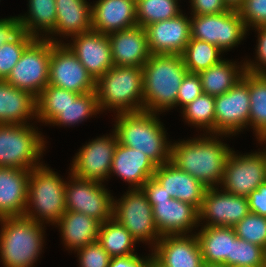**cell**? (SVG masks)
I'll list each match as a JSON object with an SVG mask.
<instances>
[{"label":"cell","mask_w":266,"mask_h":267,"mask_svg":"<svg viewBox=\"0 0 266 267\" xmlns=\"http://www.w3.org/2000/svg\"><path fill=\"white\" fill-rule=\"evenodd\" d=\"M216 136L210 134L207 137L206 134L202 138L171 144L170 162L207 188L217 187L222 181L225 162L232 149Z\"/></svg>","instance_id":"6da1fadb"},{"label":"cell","mask_w":266,"mask_h":267,"mask_svg":"<svg viewBox=\"0 0 266 267\" xmlns=\"http://www.w3.org/2000/svg\"><path fill=\"white\" fill-rule=\"evenodd\" d=\"M143 68V111L165 112L177 106L178 90L188 73L182 55L151 54Z\"/></svg>","instance_id":"7a4b0ae2"},{"label":"cell","mask_w":266,"mask_h":267,"mask_svg":"<svg viewBox=\"0 0 266 267\" xmlns=\"http://www.w3.org/2000/svg\"><path fill=\"white\" fill-rule=\"evenodd\" d=\"M116 119L113 131L119 144L144 152L157 166L170 161L171 144L157 113H118Z\"/></svg>","instance_id":"3957f363"},{"label":"cell","mask_w":266,"mask_h":267,"mask_svg":"<svg viewBox=\"0 0 266 267\" xmlns=\"http://www.w3.org/2000/svg\"><path fill=\"white\" fill-rule=\"evenodd\" d=\"M143 68L113 66L95 83L99 111L118 113L143 111Z\"/></svg>","instance_id":"277c9868"},{"label":"cell","mask_w":266,"mask_h":267,"mask_svg":"<svg viewBox=\"0 0 266 267\" xmlns=\"http://www.w3.org/2000/svg\"><path fill=\"white\" fill-rule=\"evenodd\" d=\"M0 257L4 267H33L43 247L44 227L25 216L0 218Z\"/></svg>","instance_id":"5b68a950"},{"label":"cell","mask_w":266,"mask_h":267,"mask_svg":"<svg viewBox=\"0 0 266 267\" xmlns=\"http://www.w3.org/2000/svg\"><path fill=\"white\" fill-rule=\"evenodd\" d=\"M65 187L66 181L46 165L31 169L23 216L37 223L46 220L45 223L56 224L66 212Z\"/></svg>","instance_id":"8992f818"},{"label":"cell","mask_w":266,"mask_h":267,"mask_svg":"<svg viewBox=\"0 0 266 267\" xmlns=\"http://www.w3.org/2000/svg\"><path fill=\"white\" fill-rule=\"evenodd\" d=\"M31 126L0 124V167L31 170L42 165L40 157L46 143L42 134Z\"/></svg>","instance_id":"52a82bcc"},{"label":"cell","mask_w":266,"mask_h":267,"mask_svg":"<svg viewBox=\"0 0 266 267\" xmlns=\"http://www.w3.org/2000/svg\"><path fill=\"white\" fill-rule=\"evenodd\" d=\"M52 40L35 38L23 51L5 81L38 97L49 83Z\"/></svg>","instance_id":"ba28073f"},{"label":"cell","mask_w":266,"mask_h":267,"mask_svg":"<svg viewBox=\"0 0 266 267\" xmlns=\"http://www.w3.org/2000/svg\"><path fill=\"white\" fill-rule=\"evenodd\" d=\"M126 194V195H125ZM121 199H113V218L138 242L154 246L162 237L156 227L153 208L141 188L128 189ZM120 200V201H119Z\"/></svg>","instance_id":"9c48e42d"},{"label":"cell","mask_w":266,"mask_h":267,"mask_svg":"<svg viewBox=\"0 0 266 267\" xmlns=\"http://www.w3.org/2000/svg\"><path fill=\"white\" fill-rule=\"evenodd\" d=\"M190 18L191 38L214 44L223 52L240 44L248 31L235 9Z\"/></svg>","instance_id":"30bf717a"},{"label":"cell","mask_w":266,"mask_h":267,"mask_svg":"<svg viewBox=\"0 0 266 267\" xmlns=\"http://www.w3.org/2000/svg\"><path fill=\"white\" fill-rule=\"evenodd\" d=\"M70 174L71 181H66L65 187L66 210L86 214L100 223L112 219L114 198L102 182Z\"/></svg>","instance_id":"8fae6325"},{"label":"cell","mask_w":266,"mask_h":267,"mask_svg":"<svg viewBox=\"0 0 266 267\" xmlns=\"http://www.w3.org/2000/svg\"><path fill=\"white\" fill-rule=\"evenodd\" d=\"M48 37V38H47ZM52 53L49 63V85L78 94L95 92L96 81L77 56L62 42L52 36Z\"/></svg>","instance_id":"7c38bea8"},{"label":"cell","mask_w":266,"mask_h":267,"mask_svg":"<svg viewBox=\"0 0 266 267\" xmlns=\"http://www.w3.org/2000/svg\"><path fill=\"white\" fill-rule=\"evenodd\" d=\"M248 72L226 93L215 97V134H238L249 125Z\"/></svg>","instance_id":"4fadbf2b"},{"label":"cell","mask_w":266,"mask_h":267,"mask_svg":"<svg viewBox=\"0 0 266 267\" xmlns=\"http://www.w3.org/2000/svg\"><path fill=\"white\" fill-rule=\"evenodd\" d=\"M266 181L265 161L261 152L238 155L231 150L224 167L221 186L223 191L242 197L256 190Z\"/></svg>","instance_id":"5bb4252c"},{"label":"cell","mask_w":266,"mask_h":267,"mask_svg":"<svg viewBox=\"0 0 266 267\" xmlns=\"http://www.w3.org/2000/svg\"><path fill=\"white\" fill-rule=\"evenodd\" d=\"M88 142L79 149L71 164V173L76 177L87 180L104 182L109 178L112 168L117 137L114 133Z\"/></svg>","instance_id":"9a60e30c"},{"label":"cell","mask_w":266,"mask_h":267,"mask_svg":"<svg viewBox=\"0 0 266 267\" xmlns=\"http://www.w3.org/2000/svg\"><path fill=\"white\" fill-rule=\"evenodd\" d=\"M220 191L218 187L206 190L198 210L199 223L206 220L204 226L234 227L250 212L248 199L227 193L222 189Z\"/></svg>","instance_id":"2e32d148"},{"label":"cell","mask_w":266,"mask_h":267,"mask_svg":"<svg viewBox=\"0 0 266 267\" xmlns=\"http://www.w3.org/2000/svg\"><path fill=\"white\" fill-rule=\"evenodd\" d=\"M153 250V262L159 267H203L204 265L197 236L193 233L192 235H163L153 246Z\"/></svg>","instance_id":"e0dca14e"},{"label":"cell","mask_w":266,"mask_h":267,"mask_svg":"<svg viewBox=\"0 0 266 267\" xmlns=\"http://www.w3.org/2000/svg\"><path fill=\"white\" fill-rule=\"evenodd\" d=\"M151 54L182 55L191 39V20L178 16L145 27Z\"/></svg>","instance_id":"ac0fdd59"},{"label":"cell","mask_w":266,"mask_h":267,"mask_svg":"<svg viewBox=\"0 0 266 267\" xmlns=\"http://www.w3.org/2000/svg\"><path fill=\"white\" fill-rule=\"evenodd\" d=\"M65 45L77 56L96 81L114 66L108 35L93 30L71 37Z\"/></svg>","instance_id":"d6986e66"},{"label":"cell","mask_w":266,"mask_h":267,"mask_svg":"<svg viewBox=\"0 0 266 267\" xmlns=\"http://www.w3.org/2000/svg\"><path fill=\"white\" fill-rule=\"evenodd\" d=\"M152 208L161 236L191 233L199 225L198 209L190 203L173 198L156 201Z\"/></svg>","instance_id":"ffe728a7"},{"label":"cell","mask_w":266,"mask_h":267,"mask_svg":"<svg viewBox=\"0 0 266 267\" xmlns=\"http://www.w3.org/2000/svg\"><path fill=\"white\" fill-rule=\"evenodd\" d=\"M114 66L142 67L151 56L145 28L136 25L108 35Z\"/></svg>","instance_id":"44dd1931"},{"label":"cell","mask_w":266,"mask_h":267,"mask_svg":"<svg viewBox=\"0 0 266 267\" xmlns=\"http://www.w3.org/2000/svg\"><path fill=\"white\" fill-rule=\"evenodd\" d=\"M91 16L92 30L106 35L138 25L136 0H98Z\"/></svg>","instance_id":"7402d4cb"},{"label":"cell","mask_w":266,"mask_h":267,"mask_svg":"<svg viewBox=\"0 0 266 267\" xmlns=\"http://www.w3.org/2000/svg\"><path fill=\"white\" fill-rule=\"evenodd\" d=\"M153 177L172 198L190 203L200 209L208 188L199 180L180 170L170 161L157 166Z\"/></svg>","instance_id":"603a6c76"},{"label":"cell","mask_w":266,"mask_h":267,"mask_svg":"<svg viewBox=\"0 0 266 267\" xmlns=\"http://www.w3.org/2000/svg\"><path fill=\"white\" fill-rule=\"evenodd\" d=\"M30 170L0 167V218L23 216Z\"/></svg>","instance_id":"cb8c5ba5"},{"label":"cell","mask_w":266,"mask_h":267,"mask_svg":"<svg viewBox=\"0 0 266 267\" xmlns=\"http://www.w3.org/2000/svg\"><path fill=\"white\" fill-rule=\"evenodd\" d=\"M157 165L144 152L117 143L111 173L130 183L132 189L141 188L153 177Z\"/></svg>","instance_id":"d4e9b609"},{"label":"cell","mask_w":266,"mask_h":267,"mask_svg":"<svg viewBox=\"0 0 266 267\" xmlns=\"http://www.w3.org/2000/svg\"><path fill=\"white\" fill-rule=\"evenodd\" d=\"M37 118V97L0 80V124H29Z\"/></svg>","instance_id":"484cf974"},{"label":"cell","mask_w":266,"mask_h":267,"mask_svg":"<svg viewBox=\"0 0 266 267\" xmlns=\"http://www.w3.org/2000/svg\"><path fill=\"white\" fill-rule=\"evenodd\" d=\"M196 236L204 264L232 267L233 240L237 237L233 227L202 226Z\"/></svg>","instance_id":"4316f807"},{"label":"cell","mask_w":266,"mask_h":267,"mask_svg":"<svg viewBox=\"0 0 266 267\" xmlns=\"http://www.w3.org/2000/svg\"><path fill=\"white\" fill-rule=\"evenodd\" d=\"M56 23L50 33L75 36L92 30L91 5L86 0H55Z\"/></svg>","instance_id":"83f0119b"},{"label":"cell","mask_w":266,"mask_h":267,"mask_svg":"<svg viewBox=\"0 0 266 267\" xmlns=\"http://www.w3.org/2000/svg\"><path fill=\"white\" fill-rule=\"evenodd\" d=\"M56 224L60 227L65 247L76 252L97 241L101 223L86 214L66 210Z\"/></svg>","instance_id":"f1b7e54d"},{"label":"cell","mask_w":266,"mask_h":267,"mask_svg":"<svg viewBox=\"0 0 266 267\" xmlns=\"http://www.w3.org/2000/svg\"><path fill=\"white\" fill-rule=\"evenodd\" d=\"M244 72V62L240 67L234 62L223 59L198 73L201 79L202 92L214 97L224 94L242 78Z\"/></svg>","instance_id":"f546056e"},{"label":"cell","mask_w":266,"mask_h":267,"mask_svg":"<svg viewBox=\"0 0 266 267\" xmlns=\"http://www.w3.org/2000/svg\"><path fill=\"white\" fill-rule=\"evenodd\" d=\"M97 241L113 257L136 255V240L131 233L114 218L100 224Z\"/></svg>","instance_id":"4dcf8cb0"},{"label":"cell","mask_w":266,"mask_h":267,"mask_svg":"<svg viewBox=\"0 0 266 267\" xmlns=\"http://www.w3.org/2000/svg\"><path fill=\"white\" fill-rule=\"evenodd\" d=\"M29 14L18 16L20 21L26 26L27 32L35 38H46V35L55 28L56 5L55 0H29ZM41 33H46L45 37ZM40 36V37H39Z\"/></svg>","instance_id":"1f68e13d"},{"label":"cell","mask_w":266,"mask_h":267,"mask_svg":"<svg viewBox=\"0 0 266 267\" xmlns=\"http://www.w3.org/2000/svg\"><path fill=\"white\" fill-rule=\"evenodd\" d=\"M250 95L249 125L258 138L266 137V74L248 72Z\"/></svg>","instance_id":"d6a6232c"},{"label":"cell","mask_w":266,"mask_h":267,"mask_svg":"<svg viewBox=\"0 0 266 267\" xmlns=\"http://www.w3.org/2000/svg\"><path fill=\"white\" fill-rule=\"evenodd\" d=\"M80 94L53 85H47L37 97V120L49 124L57 115L62 114Z\"/></svg>","instance_id":"836d02e7"},{"label":"cell","mask_w":266,"mask_h":267,"mask_svg":"<svg viewBox=\"0 0 266 267\" xmlns=\"http://www.w3.org/2000/svg\"><path fill=\"white\" fill-rule=\"evenodd\" d=\"M221 51L216 45L191 38L187 43L182 58L188 73H196L219 63Z\"/></svg>","instance_id":"e575fe53"},{"label":"cell","mask_w":266,"mask_h":267,"mask_svg":"<svg viewBox=\"0 0 266 267\" xmlns=\"http://www.w3.org/2000/svg\"><path fill=\"white\" fill-rule=\"evenodd\" d=\"M181 12L178 0H136L137 24L143 28L176 17Z\"/></svg>","instance_id":"d590c367"},{"label":"cell","mask_w":266,"mask_h":267,"mask_svg":"<svg viewBox=\"0 0 266 267\" xmlns=\"http://www.w3.org/2000/svg\"><path fill=\"white\" fill-rule=\"evenodd\" d=\"M183 117L192 126L204 128L206 133L215 134V97L201 94L183 107ZM201 126V127H200Z\"/></svg>","instance_id":"8d00e7d4"},{"label":"cell","mask_w":266,"mask_h":267,"mask_svg":"<svg viewBox=\"0 0 266 267\" xmlns=\"http://www.w3.org/2000/svg\"><path fill=\"white\" fill-rule=\"evenodd\" d=\"M99 112L95 92L80 94L74 102L62 110V114L57 115L49 124L71 126Z\"/></svg>","instance_id":"74e56055"},{"label":"cell","mask_w":266,"mask_h":267,"mask_svg":"<svg viewBox=\"0 0 266 267\" xmlns=\"http://www.w3.org/2000/svg\"><path fill=\"white\" fill-rule=\"evenodd\" d=\"M233 229L239 239L264 247L266 245V217L249 212Z\"/></svg>","instance_id":"f35d334b"},{"label":"cell","mask_w":266,"mask_h":267,"mask_svg":"<svg viewBox=\"0 0 266 267\" xmlns=\"http://www.w3.org/2000/svg\"><path fill=\"white\" fill-rule=\"evenodd\" d=\"M263 248L236 237L233 240L232 267H262Z\"/></svg>","instance_id":"ab89813d"},{"label":"cell","mask_w":266,"mask_h":267,"mask_svg":"<svg viewBox=\"0 0 266 267\" xmlns=\"http://www.w3.org/2000/svg\"><path fill=\"white\" fill-rule=\"evenodd\" d=\"M34 39L19 17L0 19V46L5 43H31Z\"/></svg>","instance_id":"60d3db41"},{"label":"cell","mask_w":266,"mask_h":267,"mask_svg":"<svg viewBox=\"0 0 266 267\" xmlns=\"http://www.w3.org/2000/svg\"><path fill=\"white\" fill-rule=\"evenodd\" d=\"M237 10L247 30L266 26V0H244Z\"/></svg>","instance_id":"b9f144b4"},{"label":"cell","mask_w":266,"mask_h":267,"mask_svg":"<svg viewBox=\"0 0 266 267\" xmlns=\"http://www.w3.org/2000/svg\"><path fill=\"white\" fill-rule=\"evenodd\" d=\"M79 255V267H108L111 257L96 241L76 250Z\"/></svg>","instance_id":"7bdbcfd3"},{"label":"cell","mask_w":266,"mask_h":267,"mask_svg":"<svg viewBox=\"0 0 266 267\" xmlns=\"http://www.w3.org/2000/svg\"><path fill=\"white\" fill-rule=\"evenodd\" d=\"M30 43H5L0 46V80H5Z\"/></svg>","instance_id":"ee69618b"},{"label":"cell","mask_w":266,"mask_h":267,"mask_svg":"<svg viewBox=\"0 0 266 267\" xmlns=\"http://www.w3.org/2000/svg\"><path fill=\"white\" fill-rule=\"evenodd\" d=\"M201 94L203 92L200 76L196 73H187L178 90L177 106L180 105L183 108Z\"/></svg>","instance_id":"f6af8a7d"},{"label":"cell","mask_w":266,"mask_h":267,"mask_svg":"<svg viewBox=\"0 0 266 267\" xmlns=\"http://www.w3.org/2000/svg\"><path fill=\"white\" fill-rule=\"evenodd\" d=\"M256 30L258 32L256 58L260 63L246 60V62L244 61V67L245 71L252 74H266V26L256 27Z\"/></svg>","instance_id":"bcb514c9"},{"label":"cell","mask_w":266,"mask_h":267,"mask_svg":"<svg viewBox=\"0 0 266 267\" xmlns=\"http://www.w3.org/2000/svg\"><path fill=\"white\" fill-rule=\"evenodd\" d=\"M191 15L219 14L229 10L224 0H190Z\"/></svg>","instance_id":"7dc6e473"},{"label":"cell","mask_w":266,"mask_h":267,"mask_svg":"<svg viewBox=\"0 0 266 267\" xmlns=\"http://www.w3.org/2000/svg\"><path fill=\"white\" fill-rule=\"evenodd\" d=\"M247 199L251 213L266 217V181L253 190Z\"/></svg>","instance_id":"c3c4849f"},{"label":"cell","mask_w":266,"mask_h":267,"mask_svg":"<svg viewBox=\"0 0 266 267\" xmlns=\"http://www.w3.org/2000/svg\"><path fill=\"white\" fill-rule=\"evenodd\" d=\"M141 189L146 194L147 200L151 206H153L156 201L173 199L172 196L165 191V188L158 183L154 177L148 179Z\"/></svg>","instance_id":"681fc988"},{"label":"cell","mask_w":266,"mask_h":267,"mask_svg":"<svg viewBox=\"0 0 266 267\" xmlns=\"http://www.w3.org/2000/svg\"><path fill=\"white\" fill-rule=\"evenodd\" d=\"M153 261V255L141 258L137 255H129L125 257H113L109 261L108 267H148Z\"/></svg>","instance_id":"f907efd6"},{"label":"cell","mask_w":266,"mask_h":267,"mask_svg":"<svg viewBox=\"0 0 266 267\" xmlns=\"http://www.w3.org/2000/svg\"><path fill=\"white\" fill-rule=\"evenodd\" d=\"M243 1L244 0H224L226 5L230 9H235V10H237L243 4Z\"/></svg>","instance_id":"816d5d0a"},{"label":"cell","mask_w":266,"mask_h":267,"mask_svg":"<svg viewBox=\"0 0 266 267\" xmlns=\"http://www.w3.org/2000/svg\"><path fill=\"white\" fill-rule=\"evenodd\" d=\"M259 142L262 144L263 142L266 143V137L258 138ZM261 151V154L263 155L264 161H265V168H266V150Z\"/></svg>","instance_id":"f5cc1de1"},{"label":"cell","mask_w":266,"mask_h":267,"mask_svg":"<svg viewBox=\"0 0 266 267\" xmlns=\"http://www.w3.org/2000/svg\"><path fill=\"white\" fill-rule=\"evenodd\" d=\"M262 267H266V245L263 247Z\"/></svg>","instance_id":"db71d44e"},{"label":"cell","mask_w":266,"mask_h":267,"mask_svg":"<svg viewBox=\"0 0 266 267\" xmlns=\"http://www.w3.org/2000/svg\"><path fill=\"white\" fill-rule=\"evenodd\" d=\"M203 267H226L224 265L204 264Z\"/></svg>","instance_id":"11a10c76"},{"label":"cell","mask_w":266,"mask_h":267,"mask_svg":"<svg viewBox=\"0 0 266 267\" xmlns=\"http://www.w3.org/2000/svg\"><path fill=\"white\" fill-rule=\"evenodd\" d=\"M148 267H159V266L152 261Z\"/></svg>","instance_id":"9f6ffc18"}]
</instances>
